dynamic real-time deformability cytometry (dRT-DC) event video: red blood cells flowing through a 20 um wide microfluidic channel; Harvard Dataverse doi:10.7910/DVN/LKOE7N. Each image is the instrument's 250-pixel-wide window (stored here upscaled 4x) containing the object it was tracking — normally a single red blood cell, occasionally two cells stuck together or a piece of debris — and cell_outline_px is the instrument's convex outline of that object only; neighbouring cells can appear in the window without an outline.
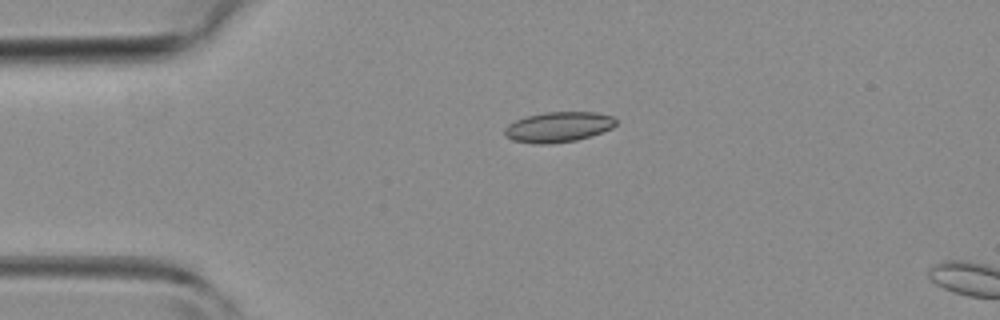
{"species": "common noctule bat (a hibernating species)", "species_latin": "Nyctalus noctula", "temperature_condition": "room temperature", "stored_images_in_passage": 4, "camera_frame_rate_fps": 3000, "um_per_image_px": 0.085, "animal": {"sex": "female", "body_mass_g": 19.3, "forearm_length_mm": 54.1}, "frame": {"image": 1, "passage_image": 3, "time_ms": 2.333, "image_size_px": [1000, 320], "cell_outline_px": [[616, 124], [612, 128], [576, 140], [548, 144], [536, 144], [512, 140], [504, 136], [504, 128], [508, 124], [516, 120], [528, 116], [544, 112], [592, 112], [612, 116], [616, 120]], "centroid_in_image_um": [47.41, 10.79], "position_along_channel_um": 37.6, "area_um2": 19.48}}